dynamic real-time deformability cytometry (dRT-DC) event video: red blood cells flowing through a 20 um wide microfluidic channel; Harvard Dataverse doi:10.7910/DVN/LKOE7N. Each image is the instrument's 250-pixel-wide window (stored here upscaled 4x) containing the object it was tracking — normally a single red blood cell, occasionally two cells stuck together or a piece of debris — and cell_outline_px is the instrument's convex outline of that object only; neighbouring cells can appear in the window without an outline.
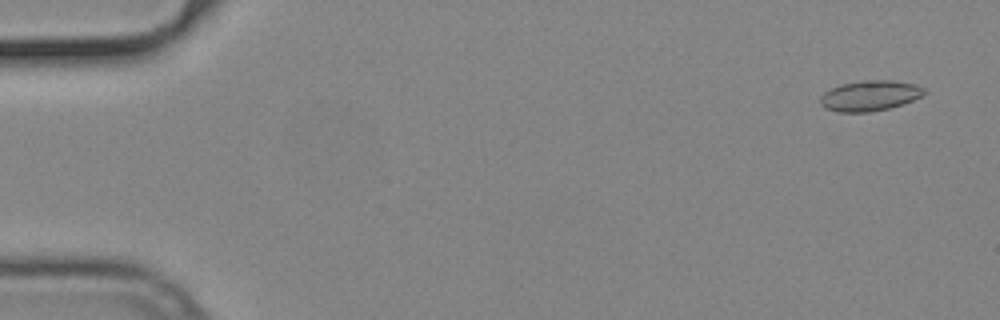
{"species": "common noctule bat (a hibernating species)", "species_latin": "Nyctalus noctula", "temperature_condition": "cold", "stored_images_in_passage": 55, "camera_frame_rate_fps": 3000, "um_per_image_px": 0.085, "animal": {"sex": "male", "body_mass_g": 19.2, "forearm_length_mm": 51.8}, "frame": {"image": 1, "passage_image": 3, "time_ms": 0.667, "image_size_px": [1000, 320], "cell_outline_px": [[924, 96], [904, 104], [888, 108], [868, 112], [836, 112], [824, 108], [820, 104], [820, 96], [824, 92], [840, 84], [860, 80], [892, 80], [916, 84], [924, 88]], "centroid_in_image_um": [73.93, 8.13], "position_along_channel_um": 11.1, "area_um2": 18.67}}
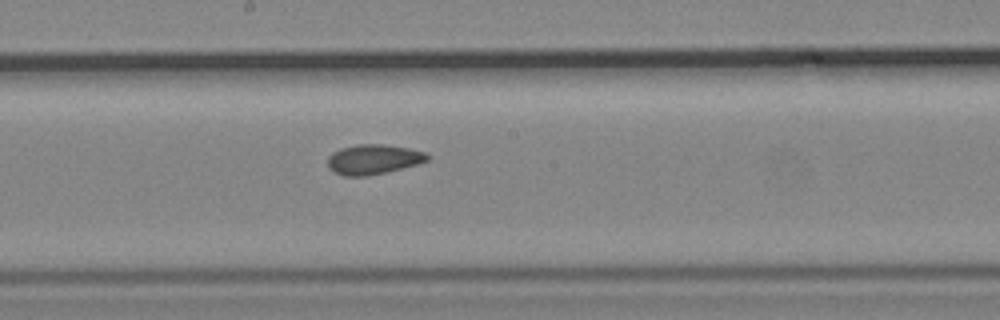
{"frame": {"image": 2, "passage_image": 30, "time_ms": 9.667, "image_size_px": [1000, 320], "cell_outline_px": [[428, 160], [420, 164], [368, 176], [344, 176], [332, 172], [328, 168], [328, 156], [332, 152], [340, 148], [356, 144], [384, 144], [408, 148], [424, 152], [428, 156]], "centroid_in_image_um": [31.69, 13.55], "position_along_channel_um": 216.5, "area_um2": 17.51}}
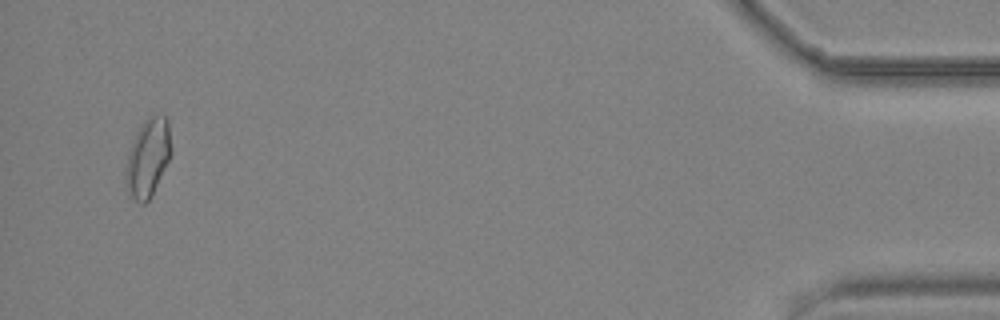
{"frame": {"image": 3, "passage_image": 53, "time_ms": 17.333, "image_size_px": [1000, 320], "cell_outline_px": [[172, 152], [152, 196], [144, 204], [140, 204], [128, 196], [124, 176], [124, 172], [128, 152], [136, 132], [144, 120], [148, 116], [168, 116]], "centroid_in_image_um": [12.55, 13.43], "position_along_channel_um": 422.6, "area_um2": 21.1}, "authors_computed_cell_mechanics": {"area_um2": 17.629, "velocity_mm_per_s": 3.7569, "shape_relaxation_time_tau1_ms": null, "shape_relaxation_time_tau2_ms": 3.7142, "deformation_change_tau1": null, "deformation_change_tau2": 0.0796}}